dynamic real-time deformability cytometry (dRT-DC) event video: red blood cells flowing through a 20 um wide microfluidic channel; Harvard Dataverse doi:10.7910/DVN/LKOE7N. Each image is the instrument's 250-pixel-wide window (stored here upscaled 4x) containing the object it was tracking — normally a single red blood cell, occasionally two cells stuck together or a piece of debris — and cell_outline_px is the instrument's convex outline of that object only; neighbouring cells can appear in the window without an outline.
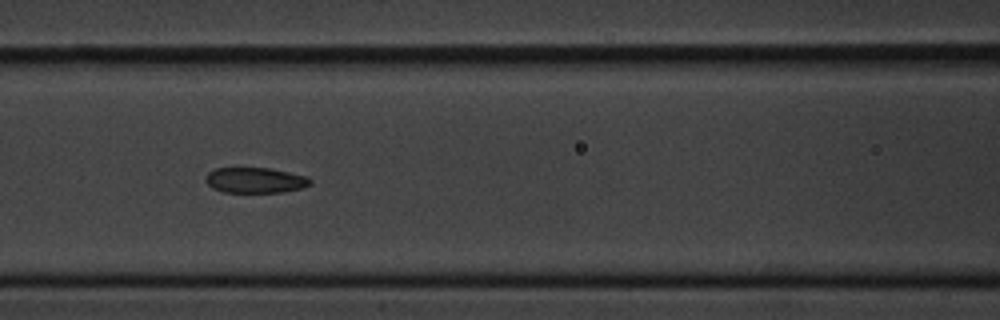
{"species": "common noctule bat (a hibernating species)", "species_latin": "Nyctalus noctula", "temperature_condition": "cold", "stored_images_in_passage": 7, "camera_frame_rate_fps": 3000, "um_per_image_px": 0.085, "animal": {"sex": "male", "body_mass_g": 20.1, "forearm_length_mm": 53.5}, "frame": {"image": 1, "passage_image": 6, "time_ms": 5.667, "image_size_px": [1000, 320], "cell_outline_px": [[312, 184], [300, 188], [284, 192], [224, 192], [212, 188], [204, 180], [204, 176], [208, 172], [216, 168], [268, 168], [308, 176], [312, 180]], "centroid_in_image_um": [21.68, 15.32], "position_along_channel_um": 144.9, "area_um2": 15.61}}
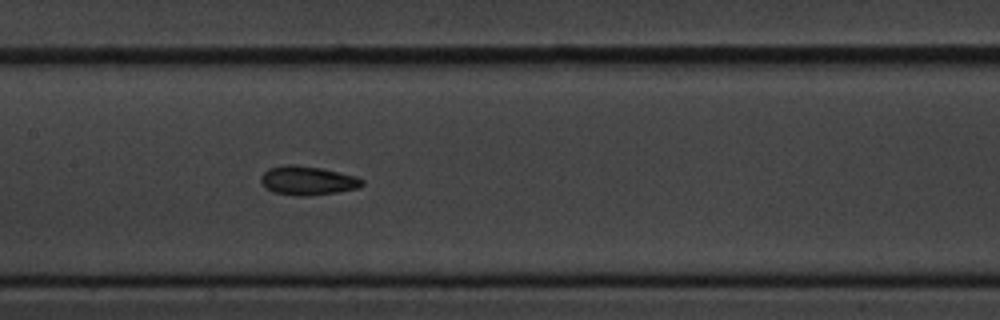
{"frame": {"image": 2, "passage_image": 7, "time_ms": 6.667, "image_size_px": [1000, 320], "cell_outline_px": [[364, 184], [356, 188], [336, 192], [308, 196], [296, 196], [272, 192], [264, 188], [260, 180], [260, 176], [268, 168], [284, 164], [296, 164], [320, 168], [356, 176], [364, 180]], "centroid_in_image_um": [26.08, 15.34], "position_along_channel_um": 181.3, "area_um2": 17.22}}